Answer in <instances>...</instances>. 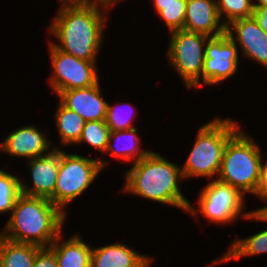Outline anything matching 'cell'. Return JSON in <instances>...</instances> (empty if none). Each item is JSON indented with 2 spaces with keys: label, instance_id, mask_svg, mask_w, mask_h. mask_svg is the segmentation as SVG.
Wrapping results in <instances>:
<instances>
[{
  "label": "cell",
  "instance_id": "5bb4252c",
  "mask_svg": "<svg viewBox=\"0 0 267 267\" xmlns=\"http://www.w3.org/2000/svg\"><path fill=\"white\" fill-rule=\"evenodd\" d=\"M99 83L98 81L86 88L61 91L57 96L65 107L76 112L85 122L105 121L108 101L104 99Z\"/></svg>",
  "mask_w": 267,
  "mask_h": 267
},
{
  "label": "cell",
  "instance_id": "7a4b0ae2",
  "mask_svg": "<svg viewBox=\"0 0 267 267\" xmlns=\"http://www.w3.org/2000/svg\"><path fill=\"white\" fill-rule=\"evenodd\" d=\"M125 172L124 193L188 211L191 202L183 195L179 183L185 180L181 166L152 150Z\"/></svg>",
  "mask_w": 267,
  "mask_h": 267
},
{
  "label": "cell",
  "instance_id": "4fadbf2b",
  "mask_svg": "<svg viewBox=\"0 0 267 267\" xmlns=\"http://www.w3.org/2000/svg\"><path fill=\"white\" fill-rule=\"evenodd\" d=\"M31 172L32 186L26 185L20 179L21 193L28 196L44 197L50 199L54 195L59 165L60 148L53 149L50 153L27 160Z\"/></svg>",
  "mask_w": 267,
  "mask_h": 267
},
{
  "label": "cell",
  "instance_id": "d6a6232c",
  "mask_svg": "<svg viewBox=\"0 0 267 267\" xmlns=\"http://www.w3.org/2000/svg\"><path fill=\"white\" fill-rule=\"evenodd\" d=\"M153 4L179 3V0H152Z\"/></svg>",
  "mask_w": 267,
  "mask_h": 267
},
{
  "label": "cell",
  "instance_id": "44dd1931",
  "mask_svg": "<svg viewBox=\"0 0 267 267\" xmlns=\"http://www.w3.org/2000/svg\"><path fill=\"white\" fill-rule=\"evenodd\" d=\"M55 124L58 129L60 144L70 146L76 144L82 134L85 120L76 112L59 103L55 114Z\"/></svg>",
  "mask_w": 267,
  "mask_h": 267
},
{
  "label": "cell",
  "instance_id": "8992f818",
  "mask_svg": "<svg viewBox=\"0 0 267 267\" xmlns=\"http://www.w3.org/2000/svg\"><path fill=\"white\" fill-rule=\"evenodd\" d=\"M108 162L110 161L84 157L76 153L69 154L60 149L55 191L49 200L67 215L66 206L77 197H81Z\"/></svg>",
  "mask_w": 267,
  "mask_h": 267
},
{
  "label": "cell",
  "instance_id": "277c9868",
  "mask_svg": "<svg viewBox=\"0 0 267 267\" xmlns=\"http://www.w3.org/2000/svg\"><path fill=\"white\" fill-rule=\"evenodd\" d=\"M240 129L228 142L224 150L218 179L246 193L257 196L261 188V146L253 136Z\"/></svg>",
  "mask_w": 267,
  "mask_h": 267
},
{
  "label": "cell",
  "instance_id": "ffe728a7",
  "mask_svg": "<svg viewBox=\"0 0 267 267\" xmlns=\"http://www.w3.org/2000/svg\"><path fill=\"white\" fill-rule=\"evenodd\" d=\"M41 247L19 243L0 235V267H33L37 251Z\"/></svg>",
  "mask_w": 267,
  "mask_h": 267
},
{
  "label": "cell",
  "instance_id": "cb8c5ba5",
  "mask_svg": "<svg viewBox=\"0 0 267 267\" xmlns=\"http://www.w3.org/2000/svg\"><path fill=\"white\" fill-rule=\"evenodd\" d=\"M20 177L0 169V214L11 212L21 194Z\"/></svg>",
  "mask_w": 267,
  "mask_h": 267
},
{
  "label": "cell",
  "instance_id": "d4e9b609",
  "mask_svg": "<svg viewBox=\"0 0 267 267\" xmlns=\"http://www.w3.org/2000/svg\"><path fill=\"white\" fill-rule=\"evenodd\" d=\"M126 106H128V108ZM134 112H136L135 108L133 109V105L130 103L124 105H120V103L110 105L107 103V113L105 119L106 125L109 127L110 131H120L135 128L133 119H135L136 114Z\"/></svg>",
  "mask_w": 267,
  "mask_h": 267
},
{
  "label": "cell",
  "instance_id": "5b68a950",
  "mask_svg": "<svg viewBox=\"0 0 267 267\" xmlns=\"http://www.w3.org/2000/svg\"><path fill=\"white\" fill-rule=\"evenodd\" d=\"M238 121L215 117L200 126L193 147L181 167L184 179L218 175L227 142L241 129Z\"/></svg>",
  "mask_w": 267,
  "mask_h": 267
},
{
  "label": "cell",
  "instance_id": "ba28073f",
  "mask_svg": "<svg viewBox=\"0 0 267 267\" xmlns=\"http://www.w3.org/2000/svg\"><path fill=\"white\" fill-rule=\"evenodd\" d=\"M169 33L170 41L166 51L168 63L176 70L187 89L201 88L205 46L210 37L183 29Z\"/></svg>",
  "mask_w": 267,
  "mask_h": 267
},
{
  "label": "cell",
  "instance_id": "2e32d148",
  "mask_svg": "<svg viewBox=\"0 0 267 267\" xmlns=\"http://www.w3.org/2000/svg\"><path fill=\"white\" fill-rule=\"evenodd\" d=\"M153 258L123 243L92 248L91 267H150Z\"/></svg>",
  "mask_w": 267,
  "mask_h": 267
},
{
  "label": "cell",
  "instance_id": "1f68e13d",
  "mask_svg": "<svg viewBox=\"0 0 267 267\" xmlns=\"http://www.w3.org/2000/svg\"><path fill=\"white\" fill-rule=\"evenodd\" d=\"M261 181H267V162L264 163L263 161L261 170Z\"/></svg>",
  "mask_w": 267,
  "mask_h": 267
},
{
  "label": "cell",
  "instance_id": "83f0119b",
  "mask_svg": "<svg viewBox=\"0 0 267 267\" xmlns=\"http://www.w3.org/2000/svg\"><path fill=\"white\" fill-rule=\"evenodd\" d=\"M253 17L259 27L267 34V7H254Z\"/></svg>",
  "mask_w": 267,
  "mask_h": 267
},
{
  "label": "cell",
  "instance_id": "d6986e66",
  "mask_svg": "<svg viewBox=\"0 0 267 267\" xmlns=\"http://www.w3.org/2000/svg\"><path fill=\"white\" fill-rule=\"evenodd\" d=\"M230 243V247L226 253L222 257H219V259L213 260L208 267L230 262L245 256L250 257L267 253V228L244 239L234 238Z\"/></svg>",
  "mask_w": 267,
  "mask_h": 267
},
{
  "label": "cell",
  "instance_id": "484cf974",
  "mask_svg": "<svg viewBox=\"0 0 267 267\" xmlns=\"http://www.w3.org/2000/svg\"><path fill=\"white\" fill-rule=\"evenodd\" d=\"M155 12L164 21L170 32L181 30L184 26L187 0H179V3L153 4Z\"/></svg>",
  "mask_w": 267,
  "mask_h": 267
},
{
  "label": "cell",
  "instance_id": "603a6c76",
  "mask_svg": "<svg viewBox=\"0 0 267 267\" xmlns=\"http://www.w3.org/2000/svg\"><path fill=\"white\" fill-rule=\"evenodd\" d=\"M109 135L110 129L105 121L85 122L80 139L76 144L78 145L85 142L95 150L97 149V151H100V153H105L108 146Z\"/></svg>",
  "mask_w": 267,
  "mask_h": 267
},
{
  "label": "cell",
  "instance_id": "8fae6325",
  "mask_svg": "<svg viewBox=\"0 0 267 267\" xmlns=\"http://www.w3.org/2000/svg\"><path fill=\"white\" fill-rule=\"evenodd\" d=\"M226 34L239 46L243 57L267 68V34L253 16L231 22Z\"/></svg>",
  "mask_w": 267,
  "mask_h": 267
},
{
  "label": "cell",
  "instance_id": "30bf717a",
  "mask_svg": "<svg viewBox=\"0 0 267 267\" xmlns=\"http://www.w3.org/2000/svg\"><path fill=\"white\" fill-rule=\"evenodd\" d=\"M239 68V52L236 43L225 33L210 37L205 46L202 86H214L231 78Z\"/></svg>",
  "mask_w": 267,
  "mask_h": 267
},
{
  "label": "cell",
  "instance_id": "52a82bcc",
  "mask_svg": "<svg viewBox=\"0 0 267 267\" xmlns=\"http://www.w3.org/2000/svg\"><path fill=\"white\" fill-rule=\"evenodd\" d=\"M245 198L238 189L213 179L201 190L197 199L198 206L190 204L187 213L197 219L201 214L203 218H207V222L219 225L233 223L241 216L247 219L252 212L244 211Z\"/></svg>",
  "mask_w": 267,
  "mask_h": 267
},
{
  "label": "cell",
  "instance_id": "3957f363",
  "mask_svg": "<svg viewBox=\"0 0 267 267\" xmlns=\"http://www.w3.org/2000/svg\"><path fill=\"white\" fill-rule=\"evenodd\" d=\"M0 232L2 237L39 247H49L63 231L66 214L49 199L20 194Z\"/></svg>",
  "mask_w": 267,
  "mask_h": 267
},
{
  "label": "cell",
  "instance_id": "f1b7e54d",
  "mask_svg": "<svg viewBox=\"0 0 267 267\" xmlns=\"http://www.w3.org/2000/svg\"><path fill=\"white\" fill-rule=\"evenodd\" d=\"M256 197H258V199L264 201V203L267 202V181H261V188H260V191ZM252 212L266 213L267 212V205L265 204V206H263L261 208H257L255 210H253Z\"/></svg>",
  "mask_w": 267,
  "mask_h": 267
},
{
  "label": "cell",
  "instance_id": "9a60e30c",
  "mask_svg": "<svg viewBox=\"0 0 267 267\" xmlns=\"http://www.w3.org/2000/svg\"><path fill=\"white\" fill-rule=\"evenodd\" d=\"M183 30L218 37L226 33L217 0H187Z\"/></svg>",
  "mask_w": 267,
  "mask_h": 267
},
{
  "label": "cell",
  "instance_id": "e0dca14e",
  "mask_svg": "<svg viewBox=\"0 0 267 267\" xmlns=\"http://www.w3.org/2000/svg\"><path fill=\"white\" fill-rule=\"evenodd\" d=\"M61 232L49 246L56 256L58 267H91V244L78 234L63 240Z\"/></svg>",
  "mask_w": 267,
  "mask_h": 267
},
{
  "label": "cell",
  "instance_id": "ac0fdd59",
  "mask_svg": "<svg viewBox=\"0 0 267 267\" xmlns=\"http://www.w3.org/2000/svg\"><path fill=\"white\" fill-rule=\"evenodd\" d=\"M140 142L141 138L138 137L136 127L128 130L110 131L105 154L110 153V156L123 159L127 163L130 161L136 163L150 152V150L140 148Z\"/></svg>",
  "mask_w": 267,
  "mask_h": 267
},
{
  "label": "cell",
  "instance_id": "e575fe53",
  "mask_svg": "<svg viewBox=\"0 0 267 267\" xmlns=\"http://www.w3.org/2000/svg\"><path fill=\"white\" fill-rule=\"evenodd\" d=\"M113 1H115V2L118 3V2H121V1L123 2V1H125V0H113Z\"/></svg>",
  "mask_w": 267,
  "mask_h": 267
},
{
  "label": "cell",
  "instance_id": "836d02e7",
  "mask_svg": "<svg viewBox=\"0 0 267 267\" xmlns=\"http://www.w3.org/2000/svg\"><path fill=\"white\" fill-rule=\"evenodd\" d=\"M254 2H256L254 7H267V0H254Z\"/></svg>",
  "mask_w": 267,
  "mask_h": 267
},
{
  "label": "cell",
  "instance_id": "f546056e",
  "mask_svg": "<svg viewBox=\"0 0 267 267\" xmlns=\"http://www.w3.org/2000/svg\"><path fill=\"white\" fill-rule=\"evenodd\" d=\"M246 220H254V221H260L267 223V212L266 213H257V212H251V214L248 216Z\"/></svg>",
  "mask_w": 267,
  "mask_h": 267
},
{
  "label": "cell",
  "instance_id": "9c48e42d",
  "mask_svg": "<svg viewBox=\"0 0 267 267\" xmlns=\"http://www.w3.org/2000/svg\"><path fill=\"white\" fill-rule=\"evenodd\" d=\"M52 75L49 85L55 94L61 91L86 88L95 85L99 80L96 62L79 59L57 49L49 42Z\"/></svg>",
  "mask_w": 267,
  "mask_h": 267
},
{
  "label": "cell",
  "instance_id": "7c38bea8",
  "mask_svg": "<svg viewBox=\"0 0 267 267\" xmlns=\"http://www.w3.org/2000/svg\"><path fill=\"white\" fill-rule=\"evenodd\" d=\"M35 125L22 126L19 129L9 133L0 143V152L11 155V157H22L27 160L44 156L53 149H59L58 146L51 147V142L47 134ZM51 149V150H50Z\"/></svg>",
  "mask_w": 267,
  "mask_h": 267
},
{
  "label": "cell",
  "instance_id": "4dcf8cb0",
  "mask_svg": "<svg viewBox=\"0 0 267 267\" xmlns=\"http://www.w3.org/2000/svg\"><path fill=\"white\" fill-rule=\"evenodd\" d=\"M95 0H59L60 5H73V4H88Z\"/></svg>",
  "mask_w": 267,
  "mask_h": 267
},
{
  "label": "cell",
  "instance_id": "6da1fadb",
  "mask_svg": "<svg viewBox=\"0 0 267 267\" xmlns=\"http://www.w3.org/2000/svg\"><path fill=\"white\" fill-rule=\"evenodd\" d=\"M113 0H95L88 4L61 5L48 31L57 39V49L79 59L97 62L104 39L106 13L116 6Z\"/></svg>",
  "mask_w": 267,
  "mask_h": 267
},
{
  "label": "cell",
  "instance_id": "4316f807",
  "mask_svg": "<svg viewBox=\"0 0 267 267\" xmlns=\"http://www.w3.org/2000/svg\"><path fill=\"white\" fill-rule=\"evenodd\" d=\"M33 267H58L54 251L50 247H41L36 253Z\"/></svg>",
  "mask_w": 267,
  "mask_h": 267
},
{
  "label": "cell",
  "instance_id": "7402d4cb",
  "mask_svg": "<svg viewBox=\"0 0 267 267\" xmlns=\"http://www.w3.org/2000/svg\"><path fill=\"white\" fill-rule=\"evenodd\" d=\"M254 3V0H217V9L223 24L228 26L235 20L252 17Z\"/></svg>",
  "mask_w": 267,
  "mask_h": 267
}]
</instances>
